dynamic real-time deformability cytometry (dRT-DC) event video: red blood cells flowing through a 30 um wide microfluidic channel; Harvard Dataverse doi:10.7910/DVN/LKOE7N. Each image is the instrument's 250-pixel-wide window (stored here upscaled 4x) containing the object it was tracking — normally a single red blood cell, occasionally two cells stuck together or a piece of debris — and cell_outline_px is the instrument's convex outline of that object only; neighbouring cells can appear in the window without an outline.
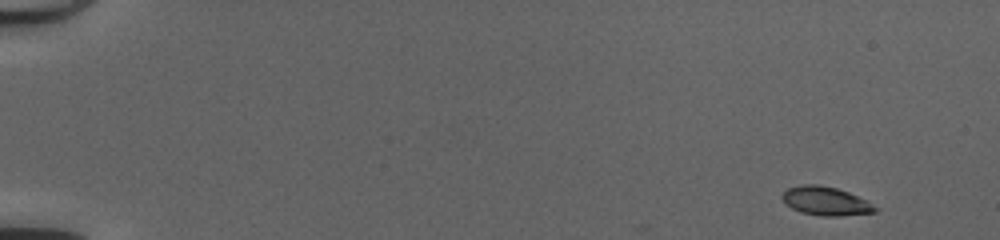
{"species": "common noctule bat (a hibernating species)", "species_latin": "Nyctalus noctula", "temperature_condition": "cold", "stored_images_in_passage": 48, "camera_frame_rate_fps": 3000, "um_per_image_px": 0.085, "animal": {"sex": "female", "body_mass_g": 20.0, "forearm_length_mm": 54.0}, "frame": {"image": 1, "passage_image": 1, "time_ms": 0.0, "image_size_px": [1000, 240], "cell_outline_px": [[880, 208], [876, 212], [840, 216], [820, 216], [800, 212], [792, 208], [780, 196], [788, 188], [800, 184], [816, 184], [836, 188], [848, 192], [868, 200]], "centroid_in_image_um": [70.23, 17.09], "position_along_channel_um": 14.8, "area_um2": 15.66}}
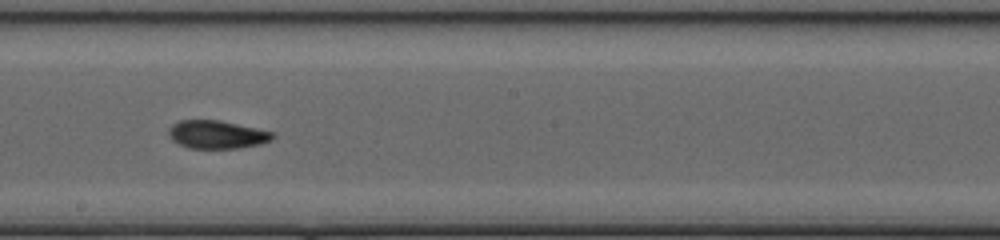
{"frame": {"image": 2, "passage_image": 28, "time_ms": 9.0, "image_size_px": [1000, 240], "cell_outline_px": [[276, 136], [272, 140], [260, 144], [240, 148], [188, 148], [172, 140], [168, 136], [168, 128], [172, 124], [180, 120], [220, 120], [276, 132]], "centroid_in_image_um": [18.46, 11.43], "position_along_channel_um": 229.7, "area_um2": 17.28}}
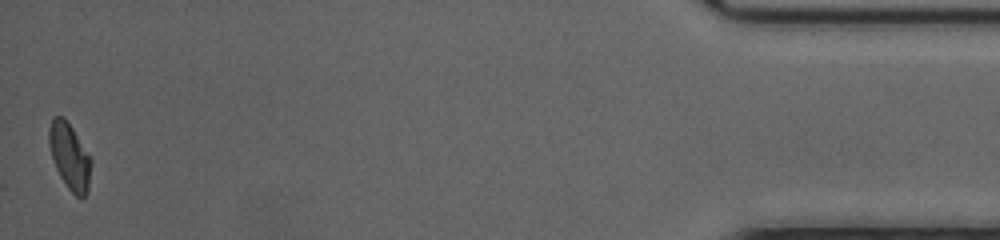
{"frame": {"image": 3, "passage_image": 48, "time_ms": 15.667, "image_size_px": [1000, 240], "cell_outline_px": [[92, 164], [88, 192], [80, 200], [68, 188], [60, 176], [56, 168], [52, 156], [48, 140], [48, 128], [52, 116], [60, 116], [72, 128], [92, 156]], "centroid_in_image_um": [5.95, 13.31], "position_along_channel_um": 429.3, "area_um2": 16.42}, "authors_computed_cell_mechanics": {"area_um2": 16.7042, "velocity_mm_per_s": 4.1794, "shape_relaxation_time_tau1_ms": 5.6405, "shape_relaxation_time_tau2_ms": 2.3024, "deformation_change_tau1": 0.1792, "deformation_change_tau2": 0.074}}